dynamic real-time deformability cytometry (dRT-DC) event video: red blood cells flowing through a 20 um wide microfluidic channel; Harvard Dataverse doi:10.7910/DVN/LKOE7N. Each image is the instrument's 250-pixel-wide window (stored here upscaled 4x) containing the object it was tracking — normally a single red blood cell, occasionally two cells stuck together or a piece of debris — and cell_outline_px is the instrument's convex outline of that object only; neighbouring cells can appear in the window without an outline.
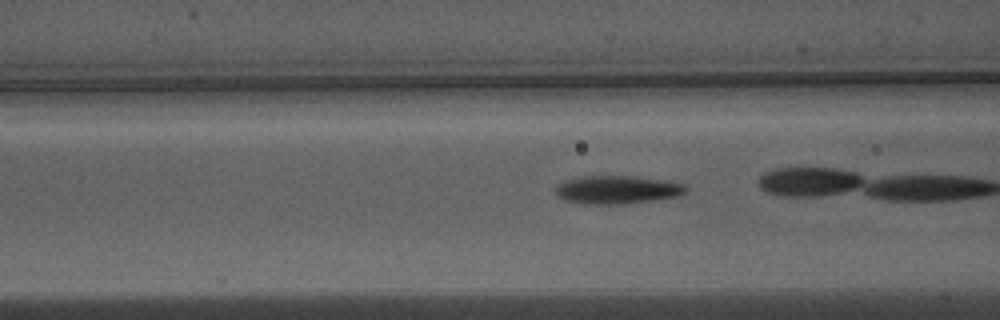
{"species": "Egyptian fruit bat (a non-hibernating species)", "species_latin": "Rousettus aegyptiacus", "temperature_condition": "warm", "stored_images_in_passage": 38, "camera_frame_rate_fps": 3000, "um_per_image_px": 0.085, "animal": {"sex": "male"}, "frame": {"image": 1, "passage_image": 17, "time_ms": 5.333, "image_size_px": [1000, 320], "cell_outline_px": [[688, 188], [684, 192], [676, 196], [652, 200], [624, 204], [584, 204], [564, 200], [556, 196], [556, 184], [564, 180], [584, 176], [632, 176], [664, 180], [684, 184]], "centroid_in_image_um": [52.4, 16.12], "position_along_channel_um": 114.2, "area_um2": 21.39}}